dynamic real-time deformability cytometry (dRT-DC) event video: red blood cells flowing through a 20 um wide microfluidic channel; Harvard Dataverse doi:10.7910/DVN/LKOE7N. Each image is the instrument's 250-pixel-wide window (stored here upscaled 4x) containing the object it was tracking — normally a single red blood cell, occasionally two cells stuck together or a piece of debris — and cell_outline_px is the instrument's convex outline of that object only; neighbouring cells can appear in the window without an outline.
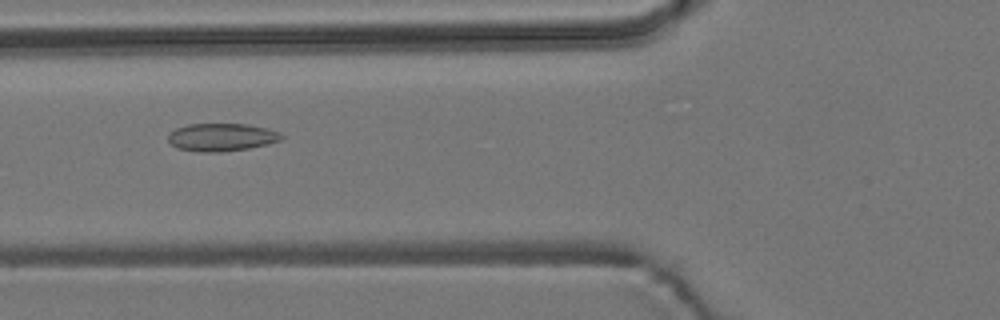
{"species": "common noctule bat (a hibernating species)", "species_latin": "Nyctalus noctula", "temperature_condition": "room temperature", "stored_images_in_passage": 5, "camera_frame_rate_fps": 3000, "um_per_image_px": 0.085, "animal": {"sex": "male", "body_mass_g": 19.2, "forearm_length_mm": 51.8}, "frame": {"image": 1, "passage_image": 5, "time_ms": 1.333, "image_size_px": [1000, 320], "cell_outline_px": [[284, 136], [280, 140], [268, 144], [248, 148], [220, 152], [200, 152], [176, 148], [168, 140], [168, 136], [176, 128], [188, 124], [248, 124], [268, 128], [280, 132]], "centroid_in_image_um": [18.85, 11.66], "position_along_channel_um": 106.9, "area_um2": 18.38}}